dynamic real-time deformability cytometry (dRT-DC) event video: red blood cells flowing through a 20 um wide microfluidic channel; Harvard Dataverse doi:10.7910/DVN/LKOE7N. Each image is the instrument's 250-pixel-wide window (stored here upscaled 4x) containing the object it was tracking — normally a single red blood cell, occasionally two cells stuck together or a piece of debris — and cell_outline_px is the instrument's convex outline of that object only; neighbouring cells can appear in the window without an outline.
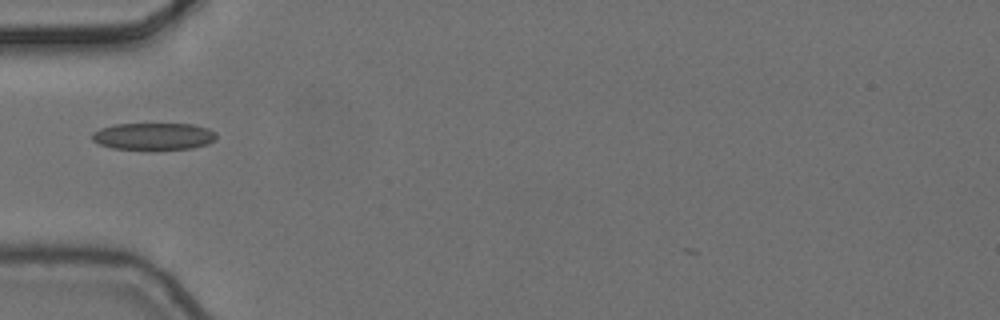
{"species": "common noctule bat (a hibernating species)", "species_latin": "Nyctalus noctula", "temperature_condition": "cold", "stored_images_in_passage": 1, "camera_frame_rate_fps": 3000, "um_per_image_px": 0.085, "animal": {"sex": "female", "body_mass_g": 24.6, "forearm_length_mm": 56.2}, "frame": {"image": 1, "passage_image": 1, "time_ms": 0.0, "image_size_px": [1000, 320], "cell_outline_px": [[216, 140], [208, 144], [192, 148], [148, 152], [112, 148], [100, 144], [92, 140], [92, 132], [100, 128], [116, 124], [192, 124], [208, 128], [216, 132]], "centroid_in_image_um": [13.06, 11.63], "position_along_channel_um": 71.9, "area_um2": 20.4}}